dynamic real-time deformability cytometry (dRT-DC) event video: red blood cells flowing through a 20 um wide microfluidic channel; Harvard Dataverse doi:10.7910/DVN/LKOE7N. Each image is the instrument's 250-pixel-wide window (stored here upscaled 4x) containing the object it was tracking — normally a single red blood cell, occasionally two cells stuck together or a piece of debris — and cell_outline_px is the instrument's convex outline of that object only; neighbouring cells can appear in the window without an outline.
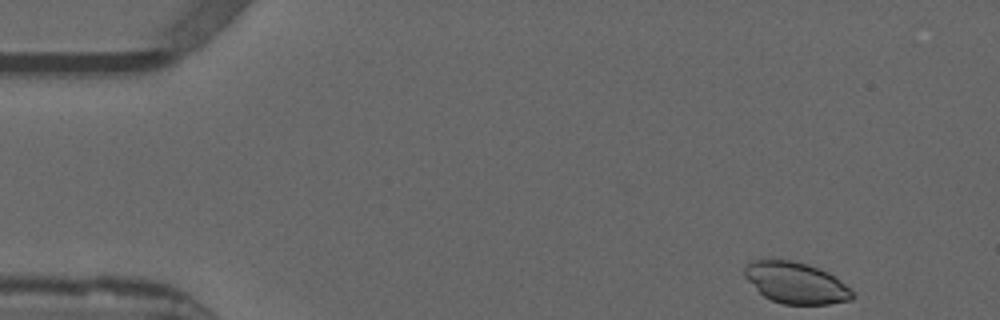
{"species": "common noctule bat (a hibernating species)", "species_latin": "Nyctalus noctula", "temperature_condition": "warm", "stored_images_in_passage": 49, "camera_frame_rate_fps": 3000, "um_per_image_px": 0.085, "animal": {"sex": "male", "forearm_length_mm": 52.5}, "frame": {"image": 1, "passage_image": 1, "time_ms": 0.0, "image_size_px": [1000, 320], "cell_outline_px": [[852, 300], [828, 304], [784, 304], [772, 300], [764, 296], [744, 276], [744, 268], [752, 260], [792, 260], [808, 264], [828, 272], [840, 280], [852, 292]], "centroid_in_image_um": [67.64, 24.04], "position_along_channel_um": 17.4, "area_um2": 25.61}}
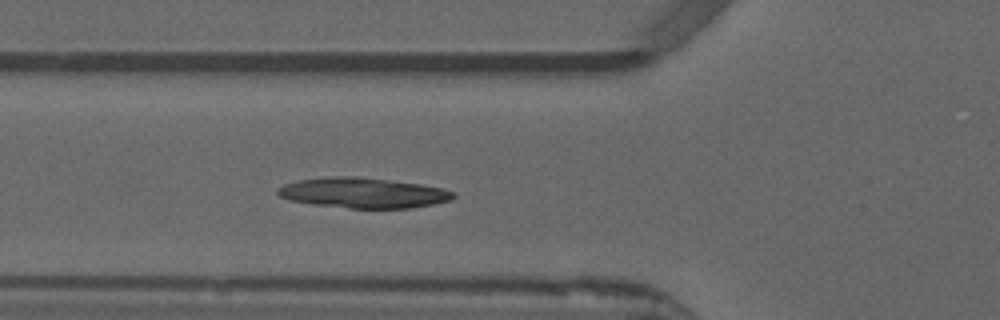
{"frame": {"image": 2, "passage_image": 15, "time_ms": 4.667, "image_size_px": [1000, 320], "cell_outline_px": [[456, 196], [452, 200], [432, 204], [408, 208], [348, 208], [312, 204], [292, 200], [280, 196], [276, 192], [276, 188], [284, 184], [296, 180], [332, 176], [356, 176], [420, 184], [440, 188], [456, 192]], "centroid_in_image_um": [30.85, 16.39], "position_along_channel_um": 95.0, "area_um2": 30.92}}
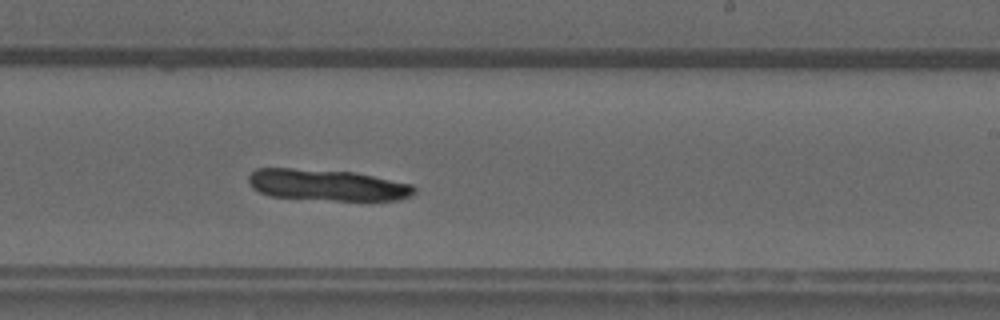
{"frame": {"image": 3, "passage_image": 28, "time_ms": 9.0, "image_size_px": [1000, 320], "cell_outline_px": [[416, 192], [412, 196], [400, 200], [336, 200], [268, 196], [252, 188], [248, 180], [248, 176], [256, 168], [292, 168], [352, 172], [412, 184], [416, 188]], "centroid_in_image_um": [27.8, 15.73], "position_along_channel_um": 261.2, "area_um2": 30.17}}